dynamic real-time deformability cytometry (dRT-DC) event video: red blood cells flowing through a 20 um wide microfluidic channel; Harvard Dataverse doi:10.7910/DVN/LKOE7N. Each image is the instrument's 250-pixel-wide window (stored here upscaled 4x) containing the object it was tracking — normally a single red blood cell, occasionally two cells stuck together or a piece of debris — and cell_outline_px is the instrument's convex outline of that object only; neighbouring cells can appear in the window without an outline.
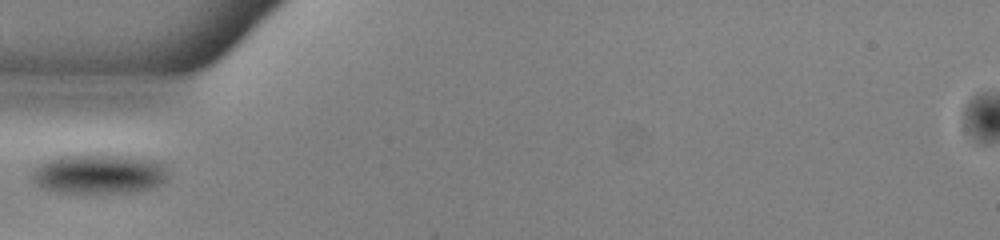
{"species": "common noctule bat (a hibernating species)", "species_latin": "Nyctalus noctula", "temperature_condition": "warm", "stored_images_in_passage": 21, "camera_frame_rate_fps": 3000, "um_per_image_px": 0.085, "animal": {"sex": "male", "body_mass_g": 13.0, "forearm_length_mm": 53.1}, "frame": {"image": 1, "passage_image": 1, "time_ms": 0.0, "image_size_px": [1000, 240], "cell_outline_px": [[164, 180], [160, 184], [152, 188], [128, 192], [60, 192], [44, 188], [36, 184], [32, 180], [32, 172], [40, 164], [48, 160], [60, 156], [100, 152], [132, 156], [152, 160], [164, 164]], "centroid_in_image_um": [8.38, 14.74], "position_along_channel_um": 76.6, "area_um2": 31.5}}
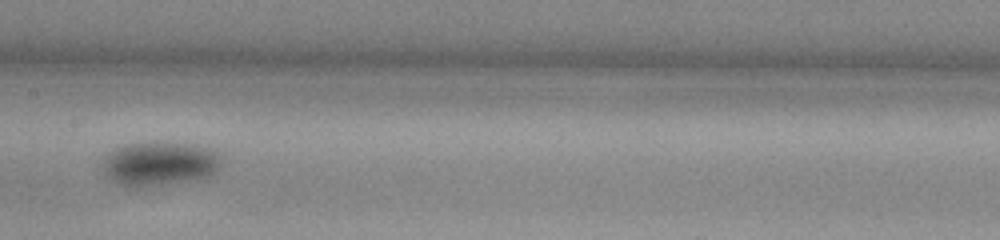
{"frame": {"image": 2, "passage_image": 10, "time_ms": 3.0, "image_size_px": [1000, 240], "cell_outline_px": [[224, 164], [212, 176], [196, 180], [160, 184], [124, 184], [108, 176], [104, 172], [104, 160], [108, 152], [124, 144], [152, 140], [192, 144], [212, 148], [220, 152]], "centroid_in_image_um": [13.71, 13.83], "position_along_channel_um": 193.7, "area_um2": 30.63}}